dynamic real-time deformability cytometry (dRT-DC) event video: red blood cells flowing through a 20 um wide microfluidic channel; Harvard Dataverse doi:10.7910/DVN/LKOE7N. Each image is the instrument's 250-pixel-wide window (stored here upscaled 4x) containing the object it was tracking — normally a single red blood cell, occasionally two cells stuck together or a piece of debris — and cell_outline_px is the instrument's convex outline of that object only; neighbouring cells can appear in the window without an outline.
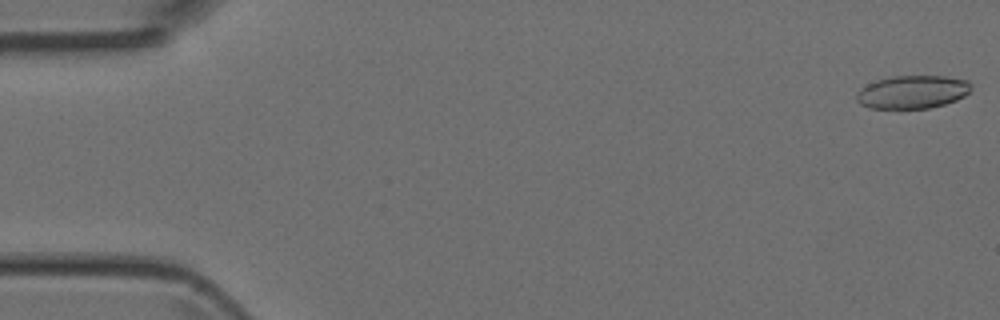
{"species": "Egyptian fruit bat (a non-hibernating species)", "species_latin": "Rousettus aegyptiacus", "temperature_condition": "room temperature", "stored_images_in_passage": 48, "camera_frame_rate_fps": 3000, "um_per_image_px": 0.085, "animal": {"sex": "female"}, "frame": {"image": 1, "passage_image": 1, "time_ms": 0.0, "image_size_px": [1000, 320], "cell_outline_px": [[972, 88], [964, 96], [956, 100], [944, 104], [928, 108], [868, 108], [860, 104], [856, 100], [856, 92], [860, 88], [876, 80], [892, 76], [944, 76], [968, 80], [972, 84]], "centroid_in_image_um": [77.55, 7.81], "position_along_channel_um": 7.5, "area_um2": 22.2}}
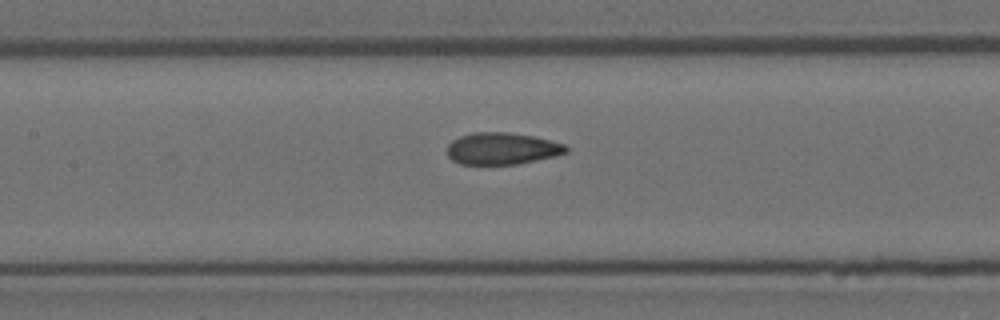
{"frame": {"image": 2, "passage_image": 22, "time_ms": 7.0, "image_size_px": [1000, 320], "cell_outline_px": [[568, 152], [556, 156], [516, 164], [460, 164], [452, 160], [448, 156], [448, 144], [452, 140], [460, 136], [472, 132], [508, 132], [532, 136], [564, 144], [568, 148]], "centroid_in_image_um": [42.65, 12.62], "position_along_channel_um": 164.7, "area_um2": 22.02}}
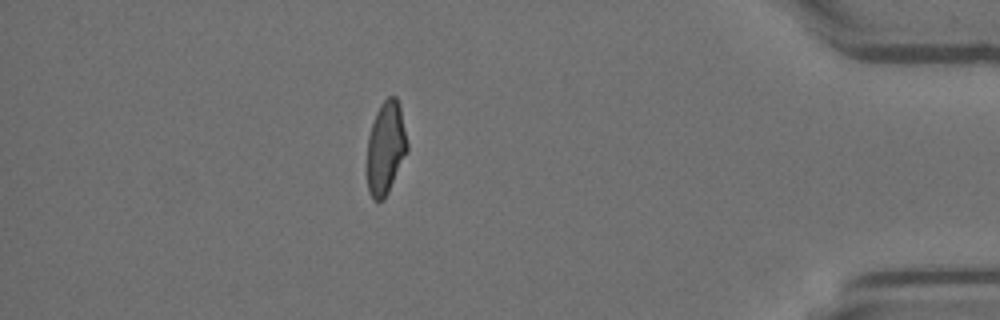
{"frame": {"image": 3, "passage_image": 42, "time_ms": 13.667, "image_size_px": [1000, 320], "cell_outline_px": [[408, 152], [384, 200], [372, 200], [368, 192], [368, 136], [376, 112], [380, 104], [388, 96], [396, 96], [400, 108], [408, 144]], "centroid_in_image_um": [32.8, 12.58], "position_along_channel_um": 402.4, "area_um2": 21.68}}